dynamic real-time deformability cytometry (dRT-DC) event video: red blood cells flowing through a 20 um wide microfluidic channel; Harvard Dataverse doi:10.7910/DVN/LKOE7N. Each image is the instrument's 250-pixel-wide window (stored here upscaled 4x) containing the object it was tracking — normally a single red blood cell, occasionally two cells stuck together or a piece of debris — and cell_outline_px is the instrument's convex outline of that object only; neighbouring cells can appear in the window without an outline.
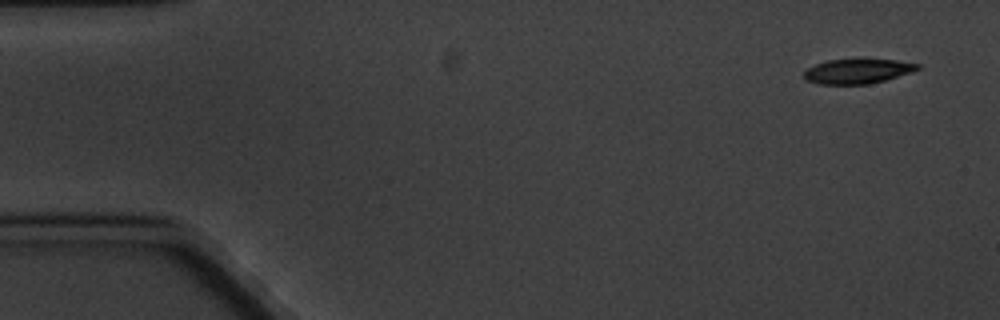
{"species": "common noctule bat (a hibernating species)", "species_latin": "Nyctalus noctula", "temperature_condition": "cold", "stored_images_in_passage": 5, "camera_frame_rate_fps": 3000, "um_per_image_px": 0.085, "animal": {"sex": "male", "body_mass_g": 20.1, "forearm_length_mm": 53.5}, "frame": {"image": 1, "passage_image": 1, "time_ms": 0.0, "image_size_px": [1000, 320], "cell_outline_px": [[920, 68], [884, 80], [868, 84], [820, 84], [808, 80], [804, 76], [804, 72], [808, 68], [816, 64], [828, 60], [896, 60], [920, 64]], "centroid_in_image_um": [72.87, 6.06], "position_along_channel_um": 12.1, "area_um2": 15.78}}
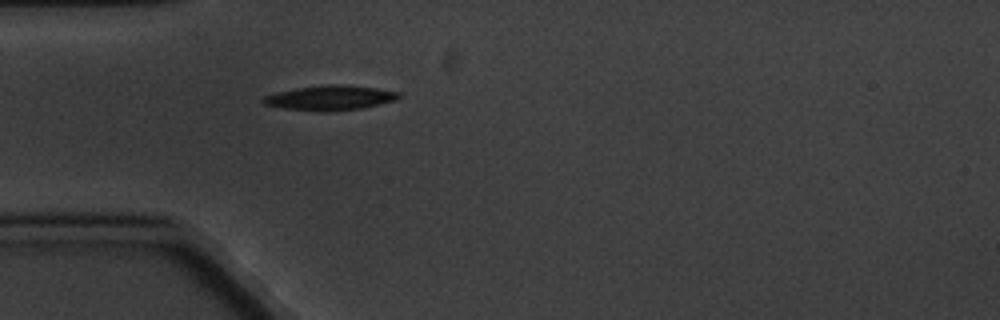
{"frame": {"image": 2, "passage_image": 5, "time_ms": 4.667, "image_size_px": [1000, 320], "cell_outline_px": [[400, 96], [396, 100], [360, 108], [328, 112], [316, 112], [280, 108], [264, 104], [260, 100], [264, 96], [276, 92], [296, 88], [328, 84], [344, 84], [376, 88], [400, 92]], "centroid_in_image_um": [28.0, 8.32], "position_along_channel_um": 57.0, "area_um2": 19.77}}